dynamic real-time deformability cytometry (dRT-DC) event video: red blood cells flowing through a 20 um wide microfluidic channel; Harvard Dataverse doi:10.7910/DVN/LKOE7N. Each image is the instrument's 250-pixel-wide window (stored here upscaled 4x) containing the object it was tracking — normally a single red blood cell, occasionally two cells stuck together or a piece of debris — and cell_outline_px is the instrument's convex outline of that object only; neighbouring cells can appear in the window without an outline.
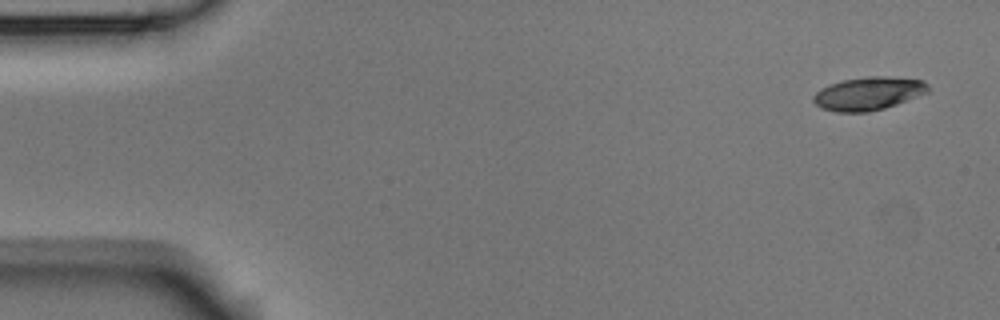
{"species": "Egyptian fruit bat (a non-hibernating species)", "species_latin": "Rousettus aegyptiacus", "temperature_condition": "room temperature", "stored_images_in_passage": 6, "camera_frame_rate_fps": 3000, "um_per_image_px": 0.085, "animal": {"sex": "male"}, "frame": {"image": 1, "passage_image": 1, "time_ms": 0.0, "image_size_px": [1000, 320], "cell_outline_px": [[928, 92], [896, 104], [884, 108], [868, 112], [836, 112], [820, 108], [812, 100], [812, 96], [820, 88], [828, 84], [840, 80], [868, 76], [884, 76], [924, 80], [928, 84]], "centroid_in_image_um": [73.76, 7.94], "position_along_channel_um": 11.2, "area_um2": 22.31}}
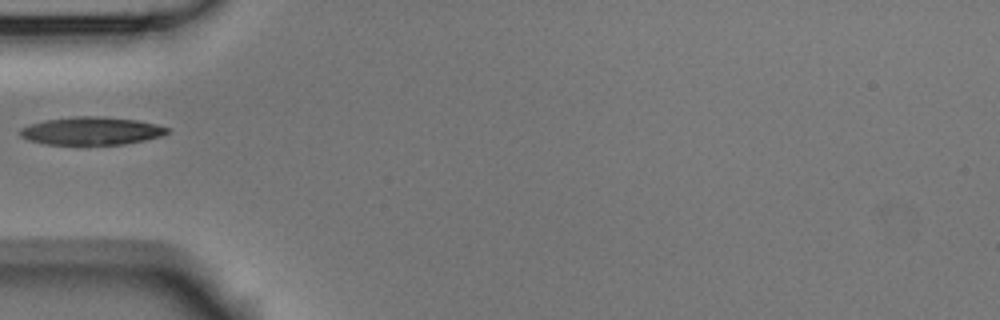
{"frame": {"image": 2, "passage_image": 5, "time_ms": 1.333, "image_size_px": [1000, 320], "cell_outline_px": [[168, 132], [160, 136], [144, 140], [124, 144], [48, 144], [28, 140], [20, 136], [20, 128], [44, 120], [76, 116], [100, 116], [136, 120], [156, 124], [168, 128]], "centroid_in_image_um": [7.75, 11.12], "position_along_channel_um": 77.2, "area_um2": 23.64}}
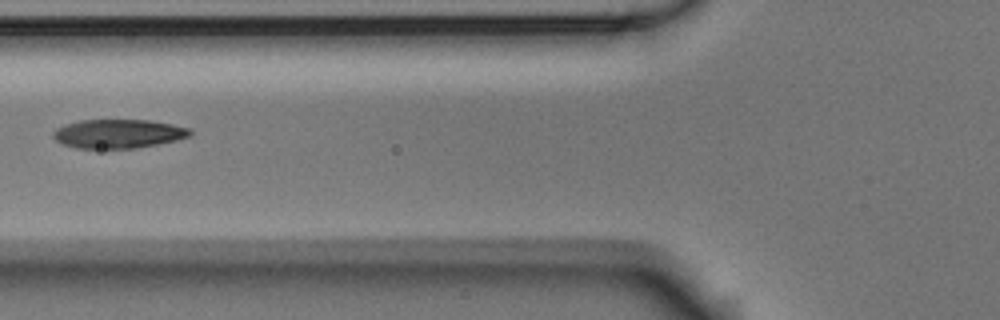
{"frame": {"image": 3, "passage_image": 6, "time_ms": 1.667, "image_size_px": [1000, 320], "cell_outline_px": [[192, 132], [188, 136], [176, 140], [136, 148], [76, 148], [64, 144], [56, 140], [52, 136], [52, 132], [56, 128], [64, 124], [80, 120], [148, 120], [172, 124], [192, 128]], "centroid_in_image_um": [10.04, 11.36], "position_along_channel_um": 115.8, "area_um2": 23.0}}